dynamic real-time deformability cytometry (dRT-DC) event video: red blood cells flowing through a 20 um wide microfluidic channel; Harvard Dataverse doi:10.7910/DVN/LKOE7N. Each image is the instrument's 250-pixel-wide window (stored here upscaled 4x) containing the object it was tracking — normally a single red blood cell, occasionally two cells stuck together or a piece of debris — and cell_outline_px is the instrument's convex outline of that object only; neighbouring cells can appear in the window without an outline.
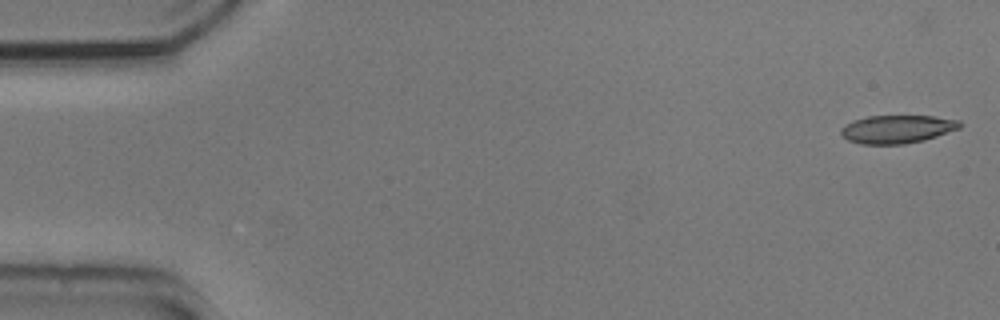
{"species": "common noctule bat (a hibernating species)", "species_latin": "Nyctalus noctula", "temperature_condition": "cold", "stored_images_in_passage": 53, "camera_frame_rate_fps": 3000, "um_per_image_px": 0.085, "animal": {"sex": "male", "body_mass_g": 20.5, "forearm_length_mm": 52.5}, "frame": {"image": 1, "passage_image": 1, "time_ms": 0.0, "image_size_px": [1000, 320], "cell_outline_px": [[960, 128], [924, 140], [904, 144], [860, 144], [848, 140], [840, 132], [840, 128], [856, 120], [868, 116], [932, 116], [960, 120]], "centroid_in_image_um": [76.26, 10.98], "position_along_channel_um": 8.7, "area_um2": 19.25}}
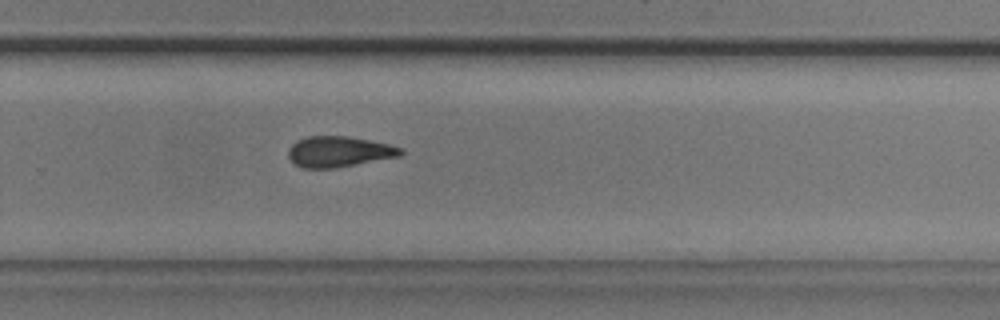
{"frame": {"image": 2, "passage_image": 35, "time_ms": 11.333, "image_size_px": [1000, 320], "cell_outline_px": [[404, 152], [400, 156], [336, 168], [304, 168], [296, 164], [288, 156], [288, 148], [296, 140], [308, 136], [348, 136], [388, 144], [404, 148]], "centroid_in_image_um": [28.81, 12.89], "position_along_channel_um": 301.0, "area_um2": 20.11}}
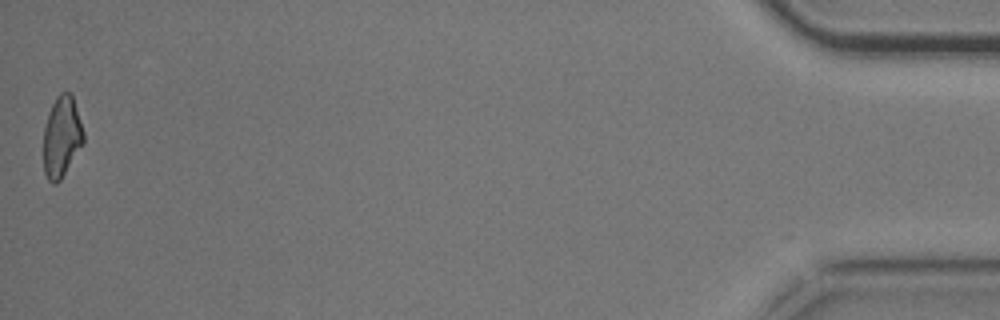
{"frame": {"image": 3, "passage_image": 53, "time_ms": 17.333, "image_size_px": [1000, 320], "cell_outline_px": [[84, 144], [60, 180], [56, 184], [52, 184], [48, 180], [44, 172], [44, 128], [48, 112], [56, 96], [60, 92], [72, 92], [84, 132]], "centroid_in_image_um": [5.26, 11.61], "position_along_channel_um": 429.9, "area_um2": 19.13}, "authors_computed_cell_mechanics": {"area_um2": 20.1144, "velocity_mm_per_s": 3.7473, "shape_relaxation_time_tau1_ms": 8.1633, "shape_relaxation_time_tau2_ms": null, "deformation_change_tau1": 0.2068, "deformation_change_tau2": null}}